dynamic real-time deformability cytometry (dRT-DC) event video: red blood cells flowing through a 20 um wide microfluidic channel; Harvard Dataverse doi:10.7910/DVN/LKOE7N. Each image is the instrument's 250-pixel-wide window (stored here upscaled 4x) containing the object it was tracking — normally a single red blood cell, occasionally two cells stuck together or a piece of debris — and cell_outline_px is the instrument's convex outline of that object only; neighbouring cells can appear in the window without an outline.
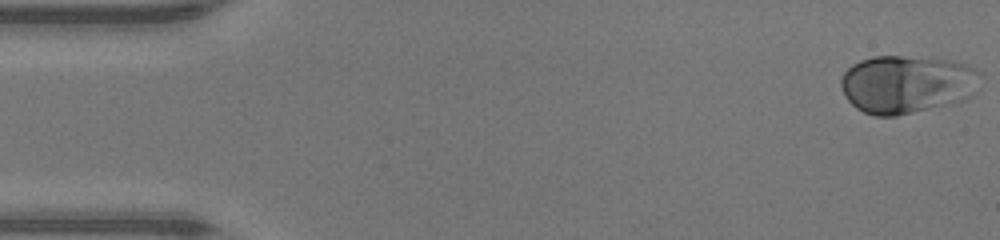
{"species": "human", "species_latin": "Homo sapiens", "temperature_condition": "warm", "stored_images_in_passage": 11, "camera_frame_rate_fps": 3000, "um_per_image_px": 0.085, "donor": {"sex": "male"}, "frame": {"image": 1, "passage_image": 1, "time_ms": 0.0, "image_size_px": [1000, 240], "cell_outline_px": [[984, 76], [980, 88], [972, 96], [964, 100], [952, 104], [896, 116], [876, 116], [864, 112], [856, 108], [844, 96], [840, 84], [840, 80], [844, 72], [852, 64], [860, 60], [872, 56], [900, 56], [956, 60], [980, 72]], "centroid_in_image_um": [77.14, 7.16], "position_along_channel_um": 7.9, "area_um2": 48.03}}